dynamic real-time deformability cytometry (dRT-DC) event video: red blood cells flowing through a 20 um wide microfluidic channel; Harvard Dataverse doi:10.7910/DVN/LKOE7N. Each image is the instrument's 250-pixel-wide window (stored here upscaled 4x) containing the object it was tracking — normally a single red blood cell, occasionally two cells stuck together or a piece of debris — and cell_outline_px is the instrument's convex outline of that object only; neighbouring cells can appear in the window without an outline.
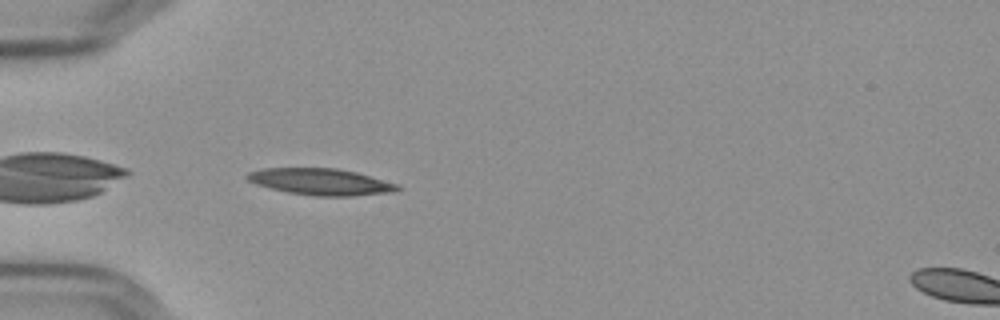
{"species": "Egyptian fruit bat (a non-hibernating species)", "species_latin": "Rousettus aegyptiacus", "temperature_condition": "cold", "stored_images_in_passage": 41, "camera_frame_rate_fps": 3000, "um_per_image_px": 0.085, "frame": {"image": 1, "passage_image": 2, "time_ms": 0.333, "image_size_px": [1000, 320], "cell_outline_px": [[404, 188], [396, 192], [352, 196], [316, 196], [288, 192], [268, 188], [256, 184], [248, 180], [244, 176], [248, 172], [264, 168], [336, 168], [356, 172], [400, 184]], "centroid_in_image_um": [27.32, 15.45], "position_along_channel_um": 57.7, "area_um2": 23.52}}
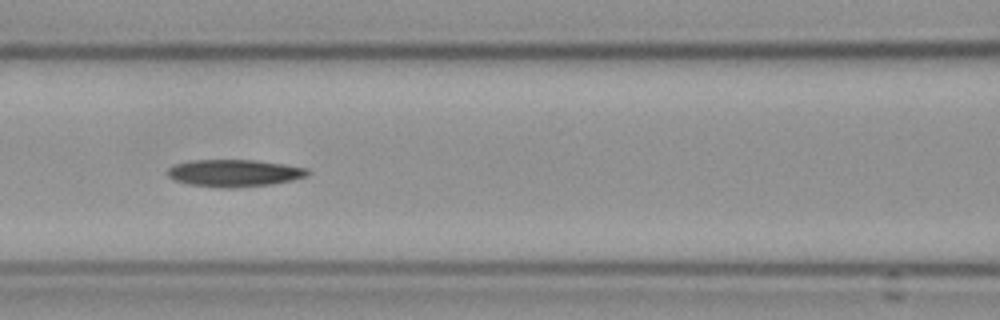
{"frame": {"image": 2, "passage_image": 10, "time_ms": 3.0, "image_size_px": [1000, 320], "cell_outline_px": [[312, 172], [304, 176], [292, 180], [272, 184], [236, 188], [220, 188], [188, 184], [176, 180], [168, 176], [168, 168], [176, 164], [192, 160], [256, 160], [284, 164], [308, 168]], "centroid_in_image_um": [19.94, 14.71], "position_along_channel_um": 146.7, "area_um2": 22.2}}
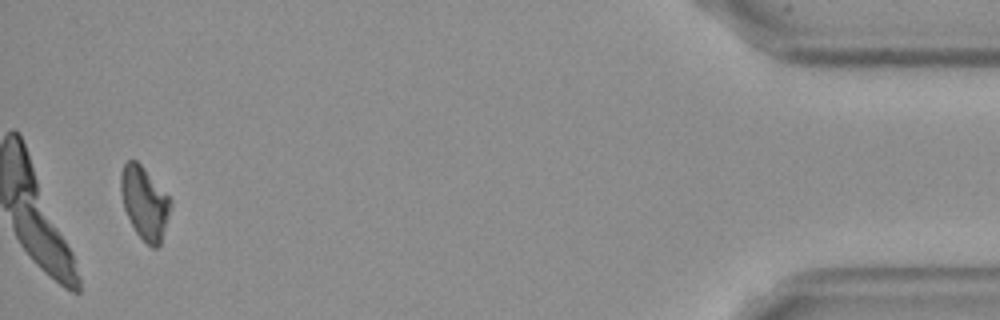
{"frame": {"image": 3, "passage_image": 39, "time_ms": 12.667, "image_size_px": [1000, 320], "cell_outline_px": [[172, 204], [160, 248], [152, 248], [136, 232], [124, 208], [120, 192], [120, 176], [124, 164], [128, 160], [136, 160], [144, 168], [172, 200]], "centroid_in_image_um": [12.3, 17.26], "position_along_channel_um": 422.9, "area_um2": 20.98}, "authors_computed_cell_mechanics": {"area_um2": 21.964, "velocity_mm_per_s": 3.6153, "shape_relaxation_time_tau1_ms": 5.4674, "shape_relaxation_time_tau2_ms": null, "deformation_change_tau1": 0.1578, "deformation_change_tau2": null}}